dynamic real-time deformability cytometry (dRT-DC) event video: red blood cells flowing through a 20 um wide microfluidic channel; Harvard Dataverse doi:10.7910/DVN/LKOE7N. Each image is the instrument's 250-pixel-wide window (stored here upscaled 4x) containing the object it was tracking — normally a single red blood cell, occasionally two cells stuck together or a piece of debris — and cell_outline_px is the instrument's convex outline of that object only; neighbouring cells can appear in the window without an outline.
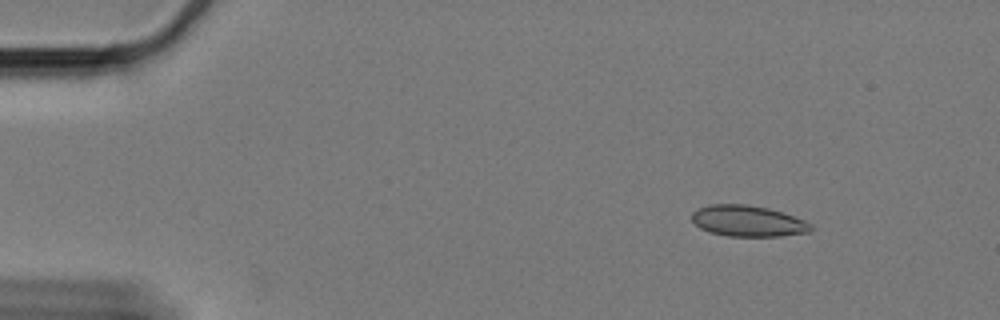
{"species": "Egyptian fruit bat (a non-hibernating species)", "species_latin": "Rousettus aegyptiacus", "temperature_condition": "cold", "stored_images_in_passage": 47, "camera_frame_rate_fps": 3000, "um_per_image_px": 0.085, "animal": {"sex": "female"}, "frame": {"image": 1, "passage_image": 2, "time_ms": 0.333, "image_size_px": [1000, 320], "cell_outline_px": [[812, 228], [808, 232], [780, 236], [728, 236], [708, 232], [700, 228], [692, 220], [692, 212], [696, 208], [708, 204], [744, 204], [768, 208], [804, 220], [812, 224]], "centroid_in_image_um": [63.52, 18.78], "position_along_channel_um": 21.5, "area_um2": 21.5}}
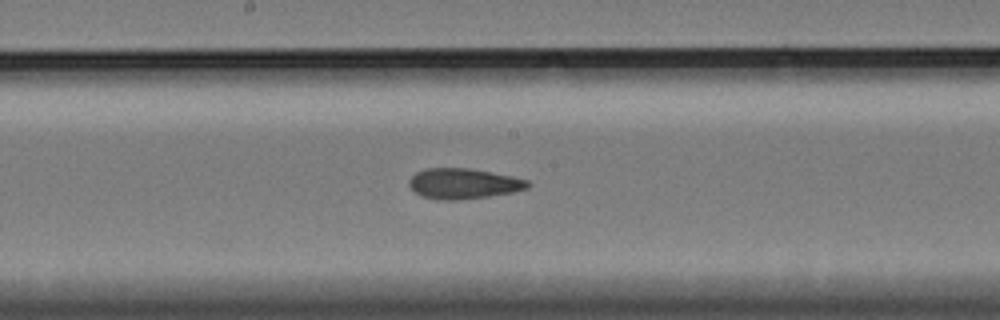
{"frame": {"image": 2, "passage_image": 27, "time_ms": 8.667, "image_size_px": [1000, 320], "cell_outline_px": [[532, 184], [528, 188], [512, 192], [488, 196], [456, 200], [436, 200], [420, 196], [408, 184], [408, 180], [416, 172], [424, 168], [468, 168], [512, 176], [528, 180]], "centroid_in_image_um": [39.37, 15.61], "position_along_channel_um": 208.8, "area_um2": 21.1}}
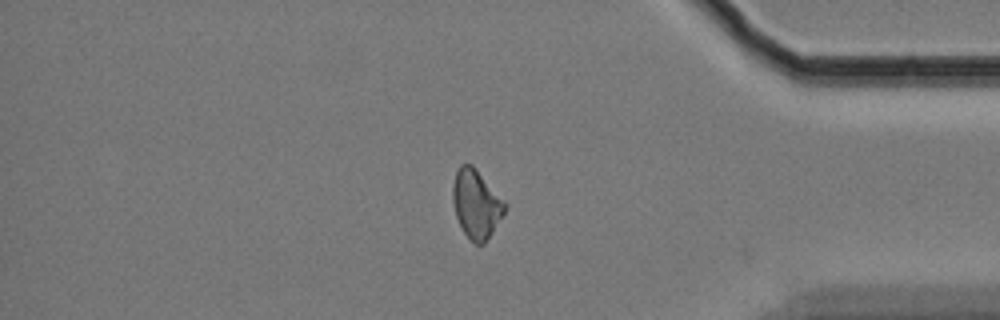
{"frame": {"image": 3, "passage_image": 46, "time_ms": 15.0, "image_size_px": [1000, 320], "cell_outline_px": [[508, 204], [504, 212], [492, 232], [484, 244], [476, 244], [464, 232], [456, 216], [452, 200], [452, 188], [456, 172], [460, 164], [472, 164], [476, 168]], "centroid_in_image_um": [40.48, 17.31], "position_along_channel_um": 394.7, "area_um2": 20.63}, "authors_computed_cell_mechanics": {"area_um2": 21.0392, "velocity_mm_per_s": 3.2935, "shape_relaxation_time_tau1_ms": null, "shape_relaxation_time_tau2_ms": 4.1859, "deformation_change_tau1": null, "deformation_change_tau2": 0.1089}}